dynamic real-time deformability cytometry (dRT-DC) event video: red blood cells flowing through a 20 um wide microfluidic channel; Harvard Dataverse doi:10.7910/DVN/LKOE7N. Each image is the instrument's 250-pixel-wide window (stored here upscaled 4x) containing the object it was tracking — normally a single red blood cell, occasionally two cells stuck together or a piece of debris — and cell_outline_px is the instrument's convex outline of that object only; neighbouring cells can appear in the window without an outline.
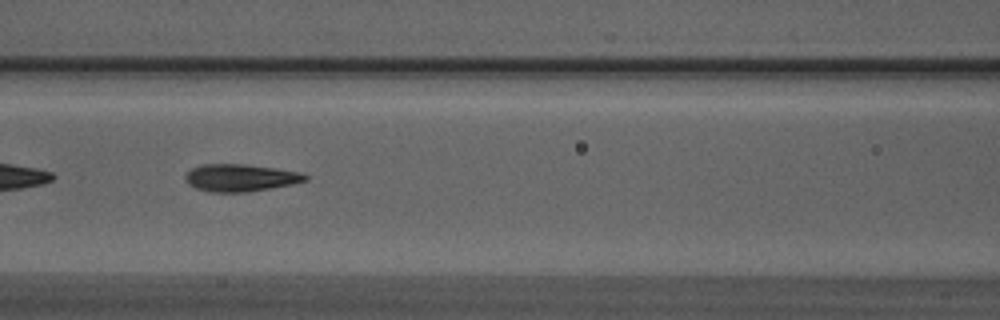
{"species": "Egyptian fruit bat (a non-hibernating species)", "species_latin": "Rousettus aegyptiacus", "temperature_condition": "warm", "stored_images_in_passage": 50, "segment_of_instrument_passage": [2, 2], "camera_frame_rate_fps": 3000, "um_per_image_px": 0.085, "animal": {"sex": "male"}, "frame": {"image": 1, "passage_image": 22, "time_ms": 7.0, "image_size_px": [1000, 320], "cell_outline_px": [[308, 180], [292, 184], [244, 192], [212, 192], [196, 188], [188, 184], [184, 176], [192, 168], [200, 164], [244, 164], [276, 168], [300, 172], [308, 176]], "centroid_in_image_um": [20.42, 15.1], "position_along_channel_um": 146.2, "area_um2": 18.96}}
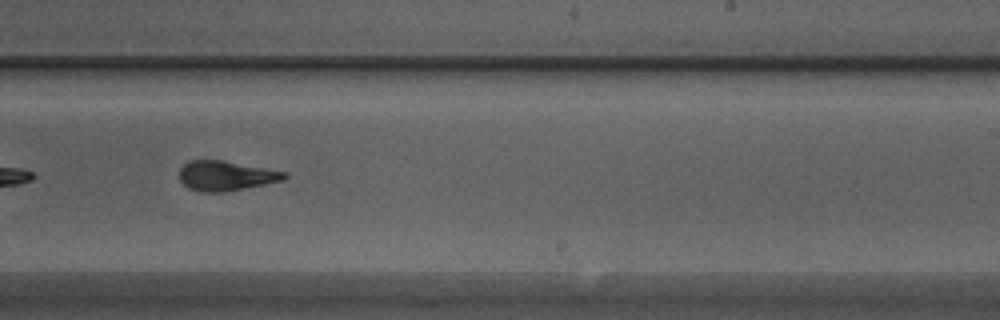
{"frame": {"image": 2, "passage_image": 31, "time_ms": 10.0, "image_size_px": [1000, 320], "cell_outline_px": [[288, 176], [284, 180], [224, 192], [200, 192], [188, 188], [180, 180], [180, 168], [188, 160], [220, 160], [288, 172]], "centroid_in_image_um": [19.19, 14.94], "position_along_channel_um": 269.8, "area_um2": 18.15}}
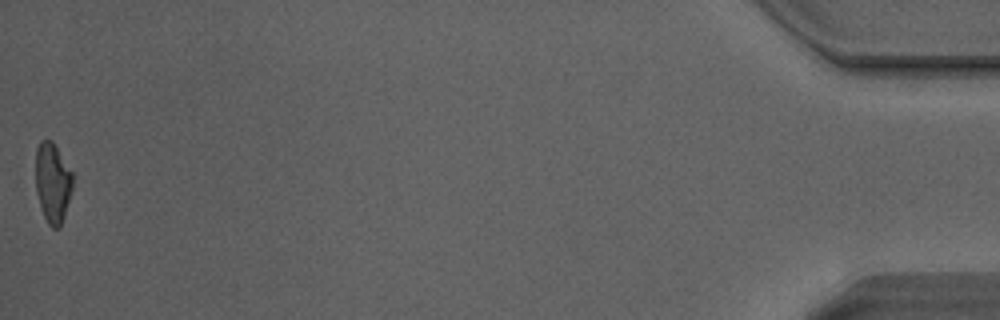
{"frame": {"image": 3, "passage_image": 50, "time_ms": 16.333, "image_size_px": [1000, 320], "cell_outline_px": [[72, 188], [64, 216], [60, 228], [52, 228], [48, 224], [44, 216], [36, 192], [36, 148], [40, 140], [52, 140], [72, 172]], "centroid_in_image_um": [4.46, 15.52], "position_along_channel_um": 430.7, "area_um2": 17.11}}